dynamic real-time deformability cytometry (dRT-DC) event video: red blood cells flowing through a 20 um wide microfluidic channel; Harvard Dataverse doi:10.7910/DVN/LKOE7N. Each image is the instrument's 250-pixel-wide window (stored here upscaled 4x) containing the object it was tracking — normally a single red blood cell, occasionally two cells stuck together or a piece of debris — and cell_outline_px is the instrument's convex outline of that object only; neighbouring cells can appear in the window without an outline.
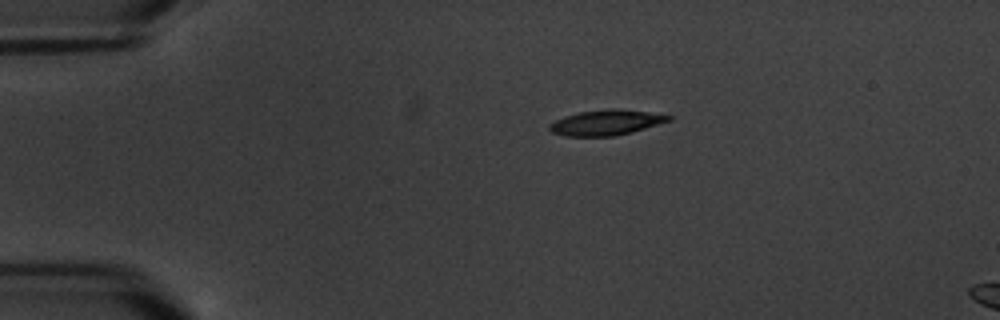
{"species": "common noctule bat (a hibernating species)", "species_latin": "Nyctalus noctula", "temperature_condition": "warm", "stored_images_in_passage": 3, "camera_frame_rate_fps": 3000, "um_per_image_px": 0.085, "animal": {"sex": "male", "body_mass_g": 20.1, "forearm_length_mm": 53.5}, "frame": {"image": 1, "passage_image": 1, "time_ms": 0.0, "image_size_px": [1000, 320], "cell_outline_px": [[672, 120], [632, 132], [612, 136], [568, 136], [552, 132], [548, 128], [548, 124], [564, 116], [580, 112], [612, 108], [616, 108], [648, 112], [672, 116]], "centroid_in_image_um": [51.52, 10.41], "position_along_channel_um": 33.5, "area_um2": 17.46}}